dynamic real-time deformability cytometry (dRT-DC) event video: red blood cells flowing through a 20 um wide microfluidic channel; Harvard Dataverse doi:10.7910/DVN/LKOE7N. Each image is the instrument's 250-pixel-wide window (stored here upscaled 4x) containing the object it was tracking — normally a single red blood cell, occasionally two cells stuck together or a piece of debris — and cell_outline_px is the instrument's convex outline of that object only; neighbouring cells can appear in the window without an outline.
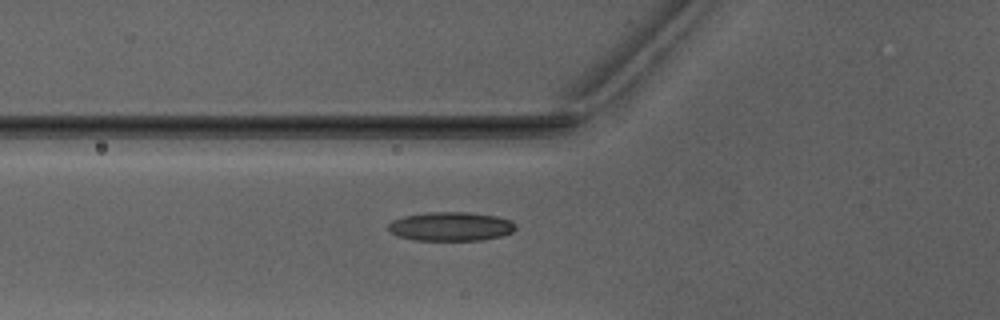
{"species": "Egyptian fruit bat (a non-hibernating species)", "species_latin": "Rousettus aegyptiacus", "temperature_condition": "warm", "stored_images_in_passage": 34, "camera_frame_rate_fps": 3000, "um_per_image_px": 0.085, "animal": {"sex": "male"}, "frame": {"image": 1, "passage_image": 2, "time_ms": 0.333, "image_size_px": [1000, 320], "cell_outline_px": [[516, 228], [512, 232], [504, 236], [480, 240], [412, 240], [396, 236], [388, 232], [388, 224], [392, 220], [404, 216], [428, 212], [468, 212], [496, 216], [512, 220], [516, 224]], "centroid_in_image_um": [38.31, 19.25], "position_along_channel_um": 87.5, "area_um2": 21.79}}
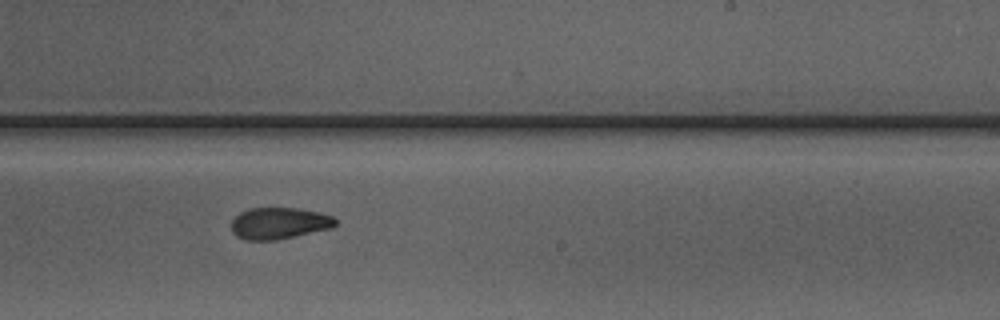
{"frame": {"image": 2, "passage_image": 15, "time_ms": 4.667, "image_size_px": [1000, 320], "cell_outline_px": [[336, 224], [332, 228], [276, 240], [248, 240], [236, 236], [232, 232], [232, 220], [240, 212], [248, 208], [300, 208], [320, 212], [332, 216], [336, 220]], "centroid_in_image_um": [23.73, 18.97], "position_along_channel_um": 265.3, "area_um2": 19.19}}
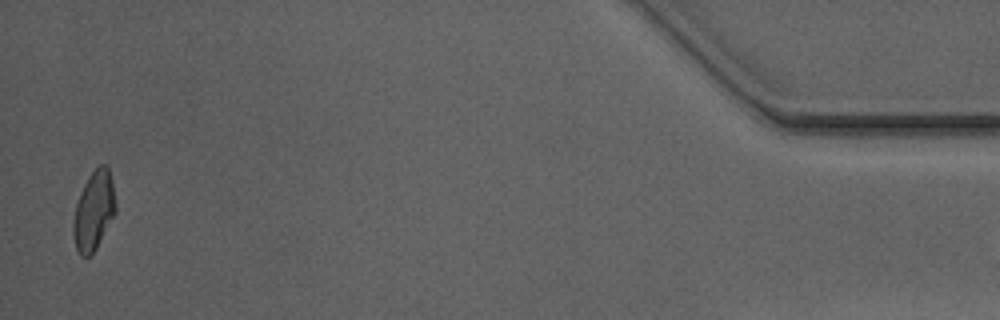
{"frame": {"image": 3, "passage_image": 33, "time_ms": 10.667, "image_size_px": [1000, 320], "cell_outline_px": [[116, 212], [96, 248], [88, 256], [80, 256], [76, 248], [72, 232], [72, 224], [76, 204], [80, 192], [88, 176], [100, 164], [104, 164], [108, 168], [112, 180], [116, 204]], "centroid_in_image_um": [7.96, 17.9], "position_along_channel_um": 427.2, "area_um2": 19.42}}